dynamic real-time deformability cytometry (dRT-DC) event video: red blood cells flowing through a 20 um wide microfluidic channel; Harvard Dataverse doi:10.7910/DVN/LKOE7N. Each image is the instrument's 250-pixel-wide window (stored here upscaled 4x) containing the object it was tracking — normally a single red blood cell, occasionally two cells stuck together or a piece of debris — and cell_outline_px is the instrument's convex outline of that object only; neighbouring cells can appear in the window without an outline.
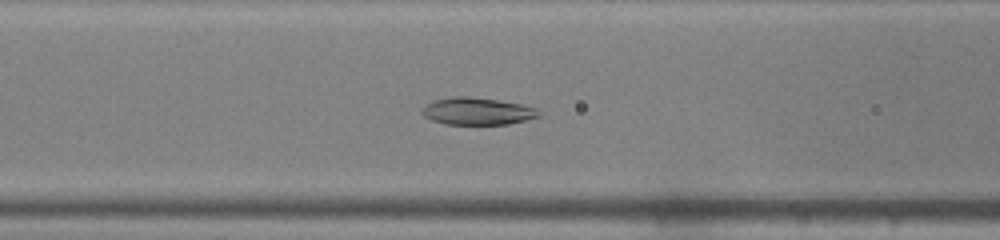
{"species": "common noctule bat (a hibernating species)", "species_latin": "Nyctalus noctula", "temperature_condition": "warm", "stored_images_in_passage": 47, "camera_frame_rate_fps": 3000, "um_per_image_px": 0.085, "animal": {"sex": "male", "body_mass_g": 19.0, "forearm_length_mm": 50.8}, "frame": {"image": 1, "passage_image": 20, "time_ms": 6.333, "image_size_px": [1000, 240], "cell_outline_px": [[540, 116], [508, 124], [444, 124], [432, 120], [424, 116], [420, 112], [432, 100], [452, 96], [468, 96], [496, 100], [520, 104], [536, 108], [540, 112]], "centroid_in_image_um": [40.54, 9.45], "position_along_channel_um": 126.1, "area_um2": 18.38}}
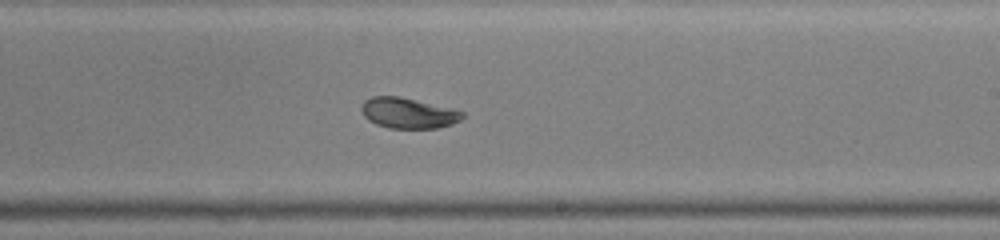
{"frame": {"image": 2, "passage_image": 29, "time_ms": 9.333, "image_size_px": [1000, 240], "cell_outline_px": [[464, 116], [460, 120], [452, 124], [436, 128], [388, 128], [376, 124], [368, 120], [364, 116], [360, 108], [364, 100], [372, 96], [400, 96], [452, 108], [464, 112]], "centroid_in_image_um": [34.68, 9.6], "position_along_channel_um": 254.3, "area_um2": 18.09}}
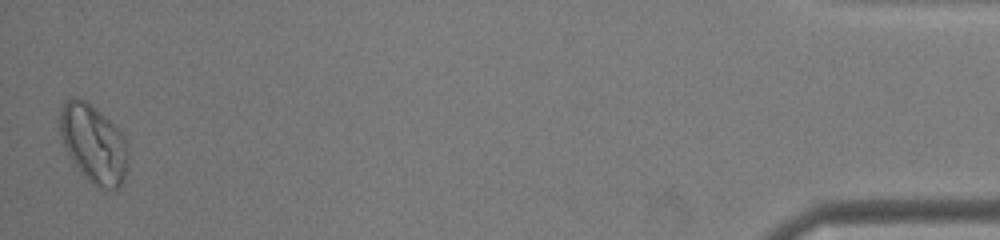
{"frame": {"image": 3, "passage_image": 47, "time_ms": 15.333, "image_size_px": [1000, 240], "cell_outline_px": [[128, 168], [124, 180], [120, 188], [100, 188], [92, 184], [88, 180], [76, 164], [68, 152], [64, 144], [60, 132], [60, 108], [68, 100], [84, 100], [96, 108], [124, 136], [128, 148]], "centroid_in_image_um": [8.0, 12.26], "position_along_channel_um": 427.2, "area_um2": 30.46}, "authors_computed_cell_mechanics": {"area_um2": 23.6402, "velocity_mm_per_s": 4.2898, "shape_relaxation_time_tau1_ms": 3.2848, "shape_relaxation_time_tau2_ms": 1.5511, "deformation_change_tau1": 0.1224, "deformation_change_tau2": 0.0416}}